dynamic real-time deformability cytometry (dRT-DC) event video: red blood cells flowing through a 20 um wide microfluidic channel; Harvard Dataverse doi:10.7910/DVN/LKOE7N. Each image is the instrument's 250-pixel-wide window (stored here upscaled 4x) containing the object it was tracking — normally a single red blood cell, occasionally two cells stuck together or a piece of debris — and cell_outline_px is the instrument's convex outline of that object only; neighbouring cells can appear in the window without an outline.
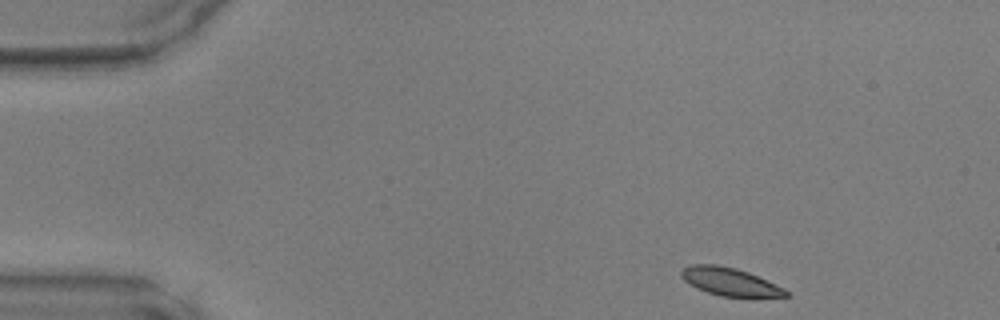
{"species": "common noctule bat (a hibernating species)", "species_latin": "Nyctalus noctula", "temperature_condition": "warm", "stored_images_in_passage": 43, "camera_frame_rate_fps": 3000, "um_per_image_px": 0.085, "animal": {"sex": "male", "body_mass_g": 17.9, "forearm_length_mm": 54.2}, "frame": {"image": 1, "passage_image": 1, "time_ms": 0.0, "image_size_px": [1000, 320], "cell_outline_px": [[792, 296], [720, 296], [696, 288], [684, 280], [680, 276], [680, 272], [684, 268], [692, 264], [716, 264], [736, 268], [748, 272], [784, 288]], "centroid_in_image_um": [62.01, 23.93], "position_along_channel_um": 23.0, "area_um2": 16.76}}
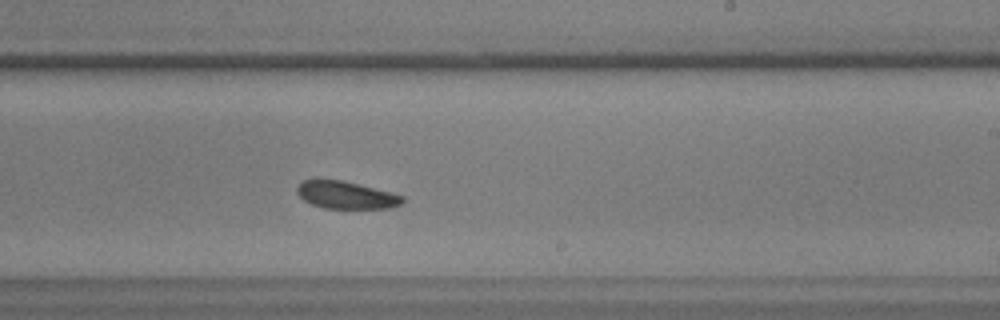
{"frame": {"image": 2, "passage_image": 24, "time_ms": 7.667, "image_size_px": [1000, 320], "cell_outline_px": [[404, 200], [400, 204], [392, 208], [324, 208], [312, 204], [304, 200], [296, 192], [296, 188], [304, 180], [316, 176], [344, 180], [392, 192], [404, 196]], "centroid_in_image_um": [29.38, 16.53], "position_along_channel_um": 259.6, "area_um2": 17.4}}
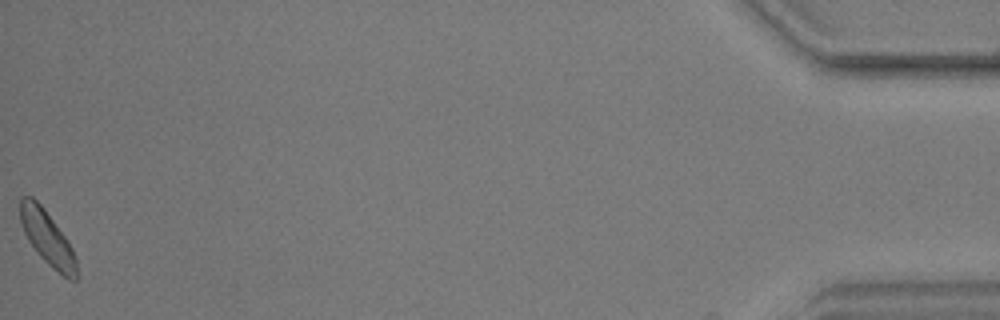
{"frame": {"image": 3, "passage_image": 43, "time_ms": 14.0, "image_size_px": [1000, 320], "cell_outline_px": [[76, 280], [68, 280], [52, 268], [36, 252], [28, 240], [20, 224], [20, 196], [32, 196], [44, 208], [68, 240], [72, 248], [76, 260]], "centroid_in_image_um": [4.0, 20.22], "position_along_channel_um": 431.2, "area_um2": 17.8}}